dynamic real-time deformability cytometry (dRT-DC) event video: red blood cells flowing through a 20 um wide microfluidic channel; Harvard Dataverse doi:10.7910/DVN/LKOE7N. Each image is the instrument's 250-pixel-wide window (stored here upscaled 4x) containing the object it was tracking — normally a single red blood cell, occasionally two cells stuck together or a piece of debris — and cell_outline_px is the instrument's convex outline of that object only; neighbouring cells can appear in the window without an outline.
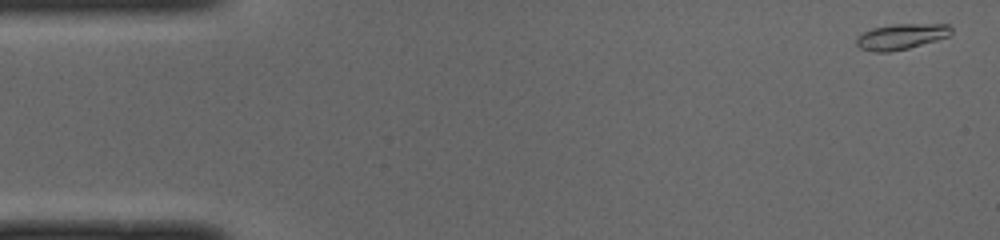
{"species": "common noctule bat (a hibernating species)", "species_latin": "Nyctalus noctula", "temperature_condition": "cold", "stored_images_in_passage": 49, "camera_frame_rate_fps": 3000, "um_per_image_px": 0.085, "animal": {"sex": "male", "body_mass_g": 19.0, "forearm_length_mm": 50.8}, "frame": {"image": 1, "passage_image": 1, "time_ms": 0.0, "image_size_px": [1000, 240], "cell_outline_px": [[952, 32], [948, 36], [936, 40], [908, 48], [888, 52], [872, 52], [860, 48], [856, 44], [856, 36], [872, 28], [896, 24], [948, 24], [952, 28]], "centroid_in_image_um": [76.58, 3.11], "position_along_channel_um": 8.4, "area_um2": 14.1}}
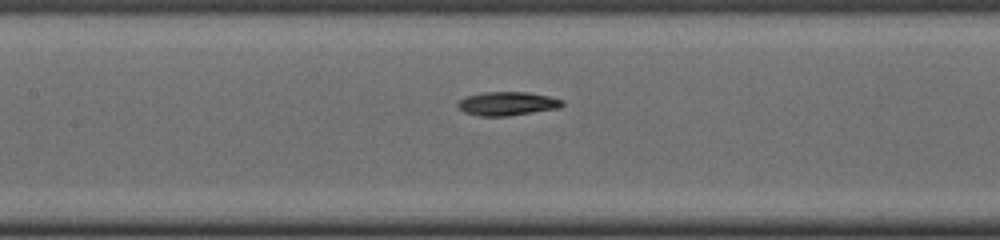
{"frame": {"image": 2, "passage_image": 22, "time_ms": 7.0, "image_size_px": [1000, 240], "cell_outline_px": [[564, 104], [560, 108], [508, 116], [480, 116], [464, 112], [456, 104], [460, 100], [468, 96], [484, 92], [528, 92], [548, 96], [564, 100]], "centroid_in_image_um": [43.15, 8.81], "position_along_channel_um": 164.2, "area_um2": 14.39}}
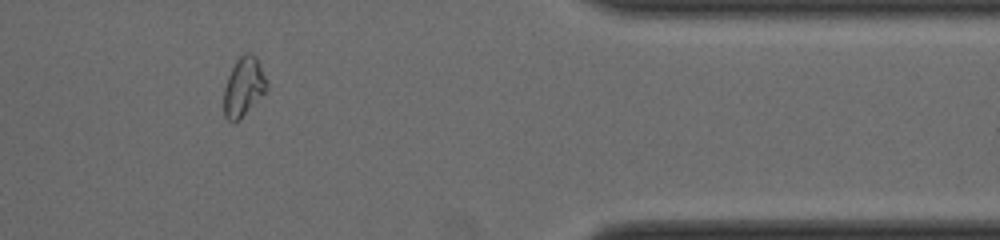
{"frame": {"image": 3, "passage_image": 41, "time_ms": 13.333, "image_size_px": [1000, 240], "cell_outline_px": [[268, 88], [232, 124], [224, 116], [224, 88], [228, 76], [236, 60], [244, 52], [252, 52], [256, 56], [268, 80]], "centroid_in_image_um": [20.71, 7.3], "position_along_channel_um": 390.7, "area_um2": 14.51}, "authors_computed_cell_mechanics": {"area_um2": 14.161, "velocity_mm_per_s": 3.9931, "shape_relaxation_time_tau1_ms": 5.2817, "shape_relaxation_time_tau2_ms": null, "deformation_change_tau1": 0.1862, "deformation_change_tau2": null}}